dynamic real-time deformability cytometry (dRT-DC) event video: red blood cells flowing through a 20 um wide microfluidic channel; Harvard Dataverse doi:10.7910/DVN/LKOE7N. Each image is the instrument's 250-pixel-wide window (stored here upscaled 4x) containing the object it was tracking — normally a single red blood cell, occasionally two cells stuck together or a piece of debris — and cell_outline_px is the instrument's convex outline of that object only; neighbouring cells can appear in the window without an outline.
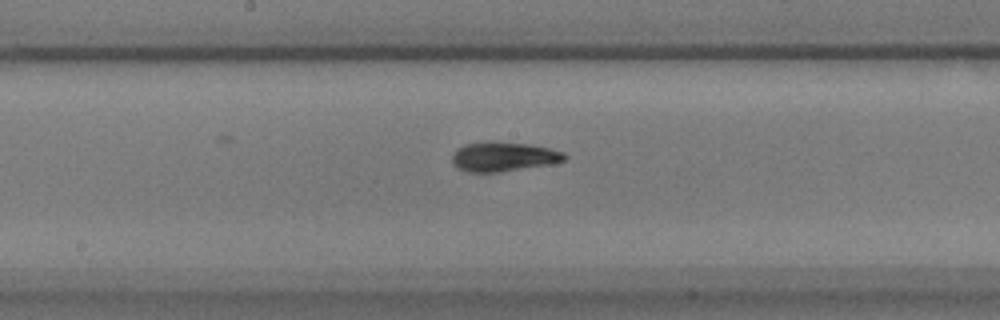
{"species": "common noctule bat (a hibernating species)", "species_latin": "Nyctalus noctula", "temperature_condition": "warm", "stored_images_in_passage": 40, "camera_frame_rate_fps": 3000, "um_per_image_px": 0.085, "animal": {"sex": "male", "body_mass_g": 17.9}, "frame": {"image": 1, "passage_image": 14, "time_ms": 4.333, "image_size_px": [1000, 320], "cell_outline_px": [[568, 156], [564, 160], [548, 164], [500, 172], [468, 172], [456, 168], [452, 164], [452, 156], [456, 148], [464, 144], [496, 140], [528, 144], [548, 148], [564, 152]], "centroid_in_image_um": [42.74, 13.3], "position_along_channel_um": 205.5, "area_um2": 19.48}}
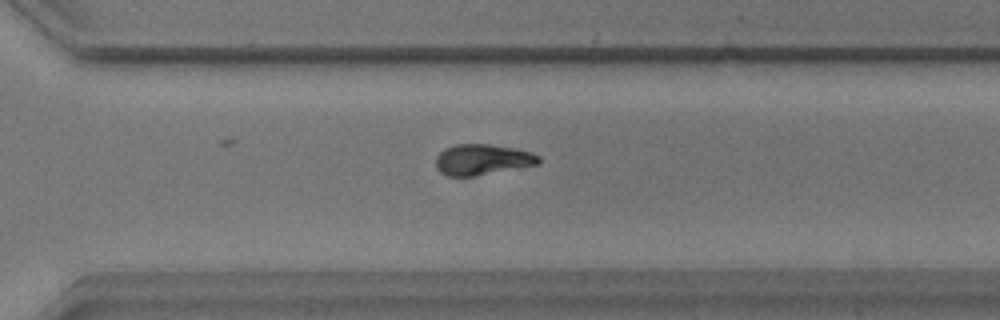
{"frame": {"image": 2, "passage_image": 24, "time_ms": 7.667, "image_size_px": [1000, 320], "cell_outline_px": [[540, 164], [476, 176], [448, 176], [440, 172], [436, 168], [436, 156], [444, 148], [456, 144], [488, 144], [516, 148], [532, 152], [540, 156]], "centroid_in_image_um": [41.01, 13.56], "position_along_channel_um": 329.6, "area_um2": 18.67}}
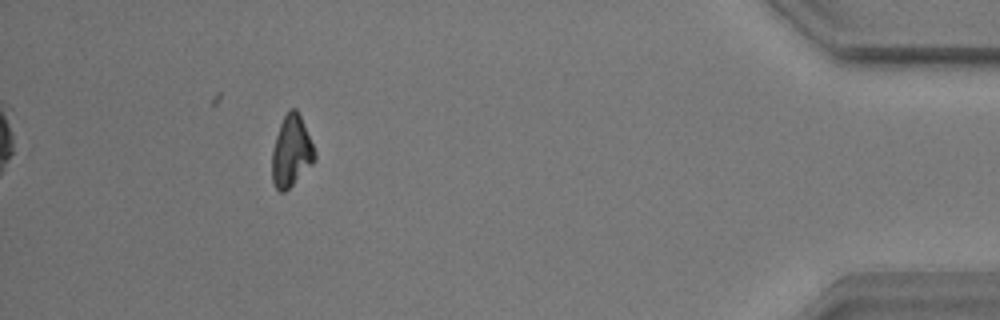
{"frame": {"image": 3, "passage_image": 35, "time_ms": 11.333, "image_size_px": [1000, 320], "cell_outline_px": [[316, 160], [284, 192], [280, 192], [276, 188], [272, 180], [272, 152], [276, 136], [280, 124], [288, 108], [296, 108], [300, 116], [316, 152]], "centroid_in_image_um": [24.76, 12.85], "position_along_channel_um": 410.4, "area_um2": 17.46}, "authors_computed_cell_mechanics": {"area_um2": 18.3804, "velocity_mm_per_s": 3.7396, "shape_relaxation_time_tau1_ms": 4.528, "shape_relaxation_time_tau2_ms": 1.4465, "deformation_change_tau1": 0.1764, "deformation_change_tau2": 0.0553}}